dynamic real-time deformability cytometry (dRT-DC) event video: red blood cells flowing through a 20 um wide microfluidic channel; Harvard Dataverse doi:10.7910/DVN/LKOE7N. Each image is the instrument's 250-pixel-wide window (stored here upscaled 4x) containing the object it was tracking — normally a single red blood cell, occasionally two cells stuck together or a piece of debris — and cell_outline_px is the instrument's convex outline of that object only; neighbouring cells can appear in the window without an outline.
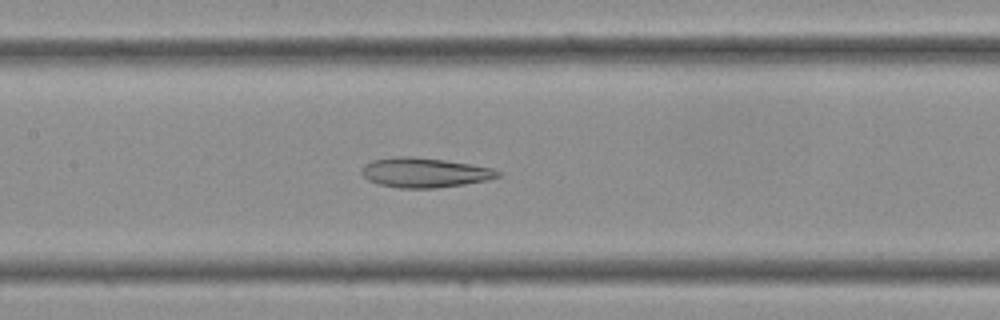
{"species": "Egyptian fruit bat (a non-hibernating species)", "species_latin": "Rousettus aegyptiacus", "temperature_condition": "cold", "stored_images_in_passage": 35, "camera_frame_rate_fps": 3000, "um_per_image_px": 0.085, "frame": {"image": 1, "passage_image": 16, "time_ms": 5.0, "image_size_px": [1000, 320], "cell_outline_px": [[504, 172], [500, 176], [488, 180], [464, 184], [436, 188], [400, 188], [380, 184], [368, 180], [360, 172], [360, 168], [364, 164], [372, 160], [396, 156], [408, 156], [444, 160], [492, 168]], "centroid_in_image_um": [36.08, 14.67], "position_along_channel_um": 171.3, "area_um2": 23.58}}
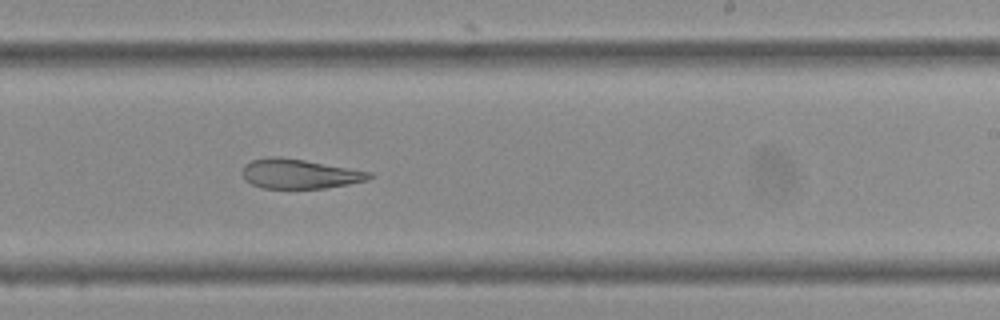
{"frame": {"image": 2, "passage_image": 21, "time_ms": 6.667, "image_size_px": [1000, 320], "cell_outline_px": [[372, 176], [368, 180], [348, 184], [324, 188], [264, 188], [252, 184], [244, 180], [240, 172], [244, 164], [252, 160], [268, 156], [280, 156], [304, 160], [372, 172]], "centroid_in_image_um": [25.4, 14.77], "position_along_channel_um": 263.6, "area_um2": 21.96}}
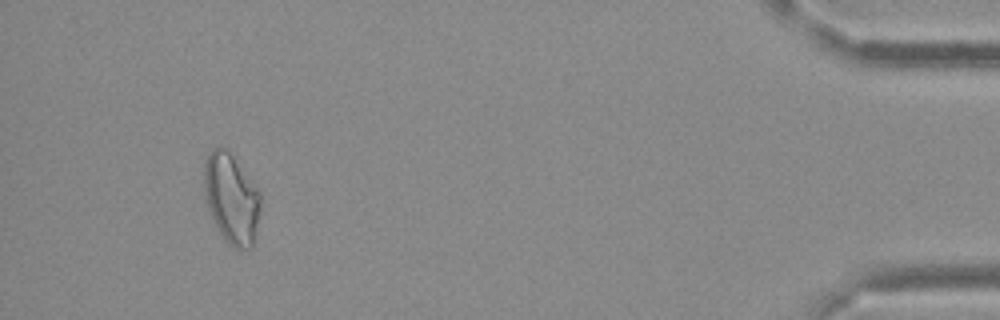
{"frame": {"image": 3, "passage_image": 33, "time_ms": 10.667, "image_size_px": [1000, 320], "cell_outline_px": [[260, 212], [256, 236], [252, 248], [232, 248], [228, 244], [220, 232], [204, 200], [204, 164], [212, 148], [220, 144], [228, 148], [260, 192]], "centroid_in_image_um": [19.67, 16.85], "position_along_channel_um": 415.5, "area_um2": 29.94}}